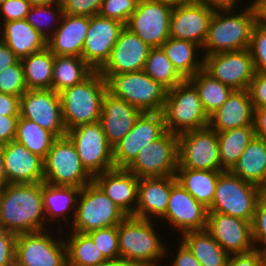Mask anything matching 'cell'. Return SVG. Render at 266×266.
I'll list each match as a JSON object with an SVG mask.
<instances>
[{
    "label": "cell",
    "mask_w": 266,
    "mask_h": 266,
    "mask_svg": "<svg viewBox=\"0 0 266 266\" xmlns=\"http://www.w3.org/2000/svg\"><path fill=\"white\" fill-rule=\"evenodd\" d=\"M42 182L8 184L0 190V227L12 233L47 230Z\"/></svg>",
    "instance_id": "1"
},
{
    "label": "cell",
    "mask_w": 266,
    "mask_h": 266,
    "mask_svg": "<svg viewBox=\"0 0 266 266\" xmlns=\"http://www.w3.org/2000/svg\"><path fill=\"white\" fill-rule=\"evenodd\" d=\"M239 12L233 8L215 9L201 56L249 48L252 29L257 22L256 11L250 3Z\"/></svg>",
    "instance_id": "2"
},
{
    "label": "cell",
    "mask_w": 266,
    "mask_h": 266,
    "mask_svg": "<svg viewBox=\"0 0 266 266\" xmlns=\"http://www.w3.org/2000/svg\"><path fill=\"white\" fill-rule=\"evenodd\" d=\"M107 81L94 71L83 82L59 92L62 117L67 129L100 121Z\"/></svg>",
    "instance_id": "3"
},
{
    "label": "cell",
    "mask_w": 266,
    "mask_h": 266,
    "mask_svg": "<svg viewBox=\"0 0 266 266\" xmlns=\"http://www.w3.org/2000/svg\"><path fill=\"white\" fill-rule=\"evenodd\" d=\"M154 228L151 220L134 216H127L120 222L118 224L120 258L144 266H159V261L167 257L169 249Z\"/></svg>",
    "instance_id": "4"
},
{
    "label": "cell",
    "mask_w": 266,
    "mask_h": 266,
    "mask_svg": "<svg viewBox=\"0 0 266 266\" xmlns=\"http://www.w3.org/2000/svg\"><path fill=\"white\" fill-rule=\"evenodd\" d=\"M108 92L141 112H162L168 89L143 70L120 74H101Z\"/></svg>",
    "instance_id": "5"
},
{
    "label": "cell",
    "mask_w": 266,
    "mask_h": 266,
    "mask_svg": "<svg viewBox=\"0 0 266 266\" xmlns=\"http://www.w3.org/2000/svg\"><path fill=\"white\" fill-rule=\"evenodd\" d=\"M162 114L166 131L177 135L209 124L199 93L188 79L168 90Z\"/></svg>",
    "instance_id": "6"
},
{
    "label": "cell",
    "mask_w": 266,
    "mask_h": 266,
    "mask_svg": "<svg viewBox=\"0 0 266 266\" xmlns=\"http://www.w3.org/2000/svg\"><path fill=\"white\" fill-rule=\"evenodd\" d=\"M127 215L92 181L83 186L77 198L71 230L87 234L91 231L116 226Z\"/></svg>",
    "instance_id": "7"
},
{
    "label": "cell",
    "mask_w": 266,
    "mask_h": 266,
    "mask_svg": "<svg viewBox=\"0 0 266 266\" xmlns=\"http://www.w3.org/2000/svg\"><path fill=\"white\" fill-rule=\"evenodd\" d=\"M265 191L242 180L230 170L222 171L208 212H218L252 222L258 199Z\"/></svg>",
    "instance_id": "8"
},
{
    "label": "cell",
    "mask_w": 266,
    "mask_h": 266,
    "mask_svg": "<svg viewBox=\"0 0 266 266\" xmlns=\"http://www.w3.org/2000/svg\"><path fill=\"white\" fill-rule=\"evenodd\" d=\"M93 177L82 166L76 148L65 135L57 137L44 159V181L47 184L82 188Z\"/></svg>",
    "instance_id": "9"
},
{
    "label": "cell",
    "mask_w": 266,
    "mask_h": 266,
    "mask_svg": "<svg viewBox=\"0 0 266 266\" xmlns=\"http://www.w3.org/2000/svg\"><path fill=\"white\" fill-rule=\"evenodd\" d=\"M66 135L73 142L82 166L92 177L114 168L113 148L107 142L100 121L76 126Z\"/></svg>",
    "instance_id": "10"
},
{
    "label": "cell",
    "mask_w": 266,
    "mask_h": 266,
    "mask_svg": "<svg viewBox=\"0 0 266 266\" xmlns=\"http://www.w3.org/2000/svg\"><path fill=\"white\" fill-rule=\"evenodd\" d=\"M50 231L16 235L15 266H67L65 241L54 239Z\"/></svg>",
    "instance_id": "11"
},
{
    "label": "cell",
    "mask_w": 266,
    "mask_h": 266,
    "mask_svg": "<svg viewBox=\"0 0 266 266\" xmlns=\"http://www.w3.org/2000/svg\"><path fill=\"white\" fill-rule=\"evenodd\" d=\"M178 168L221 170L217 132L207 126L179 134Z\"/></svg>",
    "instance_id": "12"
},
{
    "label": "cell",
    "mask_w": 266,
    "mask_h": 266,
    "mask_svg": "<svg viewBox=\"0 0 266 266\" xmlns=\"http://www.w3.org/2000/svg\"><path fill=\"white\" fill-rule=\"evenodd\" d=\"M178 168V135L166 131L156 141L148 143L126 168L139 179L174 176Z\"/></svg>",
    "instance_id": "13"
},
{
    "label": "cell",
    "mask_w": 266,
    "mask_h": 266,
    "mask_svg": "<svg viewBox=\"0 0 266 266\" xmlns=\"http://www.w3.org/2000/svg\"><path fill=\"white\" fill-rule=\"evenodd\" d=\"M172 8L159 0H139L125 27L149 47H161L169 38Z\"/></svg>",
    "instance_id": "14"
},
{
    "label": "cell",
    "mask_w": 266,
    "mask_h": 266,
    "mask_svg": "<svg viewBox=\"0 0 266 266\" xmlns=\"http://www.w3.org/2000/svg\"><path fill=\"white\" fill-rule=\"evenodd\" d=\"M165 132L162 112H142L133 128L113 147L114 168H127L144 146Z\"/></svg>",
    "instance_id": "15"
},
{
    "label": "cell",
    "mask_w": 266,
    "mask_h": 266,
    "mask_svg": "<svg viewBox=\"0 0 266 266\" xmlns=\"http://www.w3.org/2000/svg\"><path fill=\"white\" fill-rule=\"evenodd\" d=\"M19 117L32 120L56 137L65 136L59 93L52 89H28L20 96Z\"/></svg>",
    "instance_id": "16"
},
{
    "label": "cell",
    "mask_w": 266,
    "mask_h": 266,
    "mask_svg": "<svg viewBox=\"0 0 266 266\" xmlns=\"http://www.w3.org/2000/svg\"><path fill=\"white\" fill-rule=\"evenodd\" d=\"M203 69L233 90L248 89L256 73L248 49L203 56Z\"/></svg>",
    "instance_id": "17"
},
{
    "label": "cell",
    "mask_w": 266,
    "mask_h": 266,
    "mask_svg": "<svg viewBox=\"0 0 266 266\" xmlns=\"http://www.w3.org/2000/svg\"><path fill=\"white\" fill-rule=\"evenodd\" d=\"M207 214L208 208L176 181L171 186L168 206L161 219L168 221V224L174 226L182 235L189 231L206 230Z\"/></svg>",
    "instance_id": "18"
},
{
    "label": "cell",
    "mask_w": 266,
    "mask_h": 266,
    "mask_svg": "<svg viewBox=\"0 0 266 266\" xmlns=\"http://www.w3.org/2000/svg\"><path fill=\"white\" fill-rule=\"evenodd\" d=\"M215 9L200 2L173 6L169 37L191 41L202 48Z\"/></svg>",
    "instance_id": "19"
},
{
    "label": "cell",
    "mask_w": 266,
    "mask_h": 266,
    "mask_svg": "<svg viewBox=\"0 0 266 266\" xmlns=\"http://www.w3.org/2000/svg\"><path fill=\"white\" fill-rule=\"evenodd\" d=\"M124 24L99 14L90 17V25L83 46L82 58L99 71L109 60Z\"/></svg>",
    "instance_id": "20"
},
{
    "label": "cell",
    "mask_w": 266,
    "mask_h": 266,
    "mask_svg": "<svg viewBox=\"0 0 266 266\" xmlns=\"http://www.w3.org/2000/svg\"><path fill=\"white\" fill-rule=\"evenodd\" d=\"M207 232L229 254L245 253L255 248L251 222L218 212H208Z\"/></svg>",
    "instance_id": "21"
},
{
    "label": "cell",
    "mask_w": 266,
    "mask_h": 266,
    "mask_svg": "<svg viewBox=\"0 0 266 266\" xmlns=\"http://www.w3.org/2000/svg\"><path fill=\"white\" fill-rule=\"evenodd\" d=\"M151 47L124 26L114 45L109 60L100 74H120L144 69Z\"/></svg>",
    "instance_id": "22"
},
{
    "label": "cell",
    "mask_w": 266,
    "mask_h": 266,
    "mask_svg": "<svg viewBox=\"0 0 266 266\" xmlns=\"http://www.w3.org/2000/svg\"><path fill=\"white\" fill-rule=\"evenodd\" d=\"M3 156L9 184L44 181V159L16 140L3 144Z\"/></svg>",
    "instance_id": "23"
},
{
    "label": "cell",
    "mask_w": 266,
    "mask_h": 266,
    "mask_svg": "<svg viewBox=\"0 0 266 266\" xmlns=\"http://www.w3.org/2000/svg\"><path fill=\"white\" fill-rule=\"evenodd\" d=\"M93 181L127 216L134 215L139 178L133 172L126 168H113L95 175Z\"/></svg>",
    "instance_id": "24"
},
{
    "label": "cell",
    "mask_w": 266,
    "mask_h": 266,
    "mask_svg": "<svg viewBox=\"0 0 266 266\" xmlns=\"http://www.w3.org/2000/svg\"><path fill=\"white\" fill-rule=\"evenodd\" d=\"M142 112L108 91L102 102L100 123L108 144L113 148L134 126Z\"/></svg>",
    "instance_id": "25"
},
{
    "label": "cell",
    "mask_w": 266,
    "mask_h": 266,
    "mask_svg": "<svg viewBox=\"0 0 266 266\" xmlns=\"http://www.w3.org/2000/svg\"><path fill=\"white\" fill-rule=\"evenodd\" d=\"M176 177L140 178L138 185V202L134 217L152 220L159 219L165 214L171 193V186ZM153 216V217H152Z\"/></svg>",
    "instance_id": "26"
},
{
    "label": "cell",
    "mask_w": 266,
    "mask_h": 266,
    "mask_svg": "<svg viewBox=\"0 0 266 266\" xmlns=\"http://www.w3.org/2000/svg\"><path fill=\"white\" fill-rule=\"evenodd\" d=\"M90 25V17L63 14L54 34L47 40V47L55 56H79Z\"/></svg>",
    "instance_id": "27"
},
{
    "label": "cell",
    "mask_w": 266,
    "mask_h": 266,
    "mask_svg": "<svg viewBox=\"0 0 266 266\" xmlns=\"http://www.w3.org/2000/svg\"><path fill=\"white\" fill-rule=\"evenodd\" d=\"M254 107L248 89L233 90L223 105L209 116L208 126L216 132L253 126Z\"/></svg>",
    "instance_id": "28"
},
{
    "label": "cell",
    "mask_w": 266,
    "mask_h": 266,
    "mask_svg": "<svg viewBox=\"0 0 266 266\" xmlns=\"http://www.w3.org/2000/svg\"><path fill=\"white\" fill-rule=\"evenodd\" d=\"M0 40H2L19 59L39 52L47 47L46 38L34 29L25 19L1 23Z\"/></svg>",
    "instance_id": "29"
},
{
    "label": "cell",
    "mask_w": 266,
    "mask_h": 266,
    "mask_svg": "<svg viewBox=\"0 0 266 266\" xmlns=\"http://www.w3.org/2000/svg\"><path fill=\"white\" fill-rule=\"evenodd\" d=\"M230 171L266 191V140L254 136Z\"/></svg>",
    "instance_id": "30"
},
{
    "label": "cell",
    "mask_w": 266,
    "mask_h": 266,
    "mask_svg": "<svg viewBox=\"0 0 266 266\" xmlns=\"http://www.w3.org/2000/svg\"><path fill=\"white\" fill-rule=\"evenodd\" d=\"M80 190L81 188L75 186L52 185L42 182L46 223H50V221L53 220L58 221L59 219V222H61L62 218L65 220V223L69 225L70 221H67L69 220V216L66 215L73 212V214L70 215L73 221Z\"/></svg>",
    "instance_id": "31"
},
{
    "label": "cell",
    "mask_w": 266,
    "mask_h": 266,
    "mask_svg": "<svg viewBox=\"0 0 266 266\" xmlns=\"http://www.w3.org/2000/svg\"><path fill=\"white\" fill-rule=\"evenodd\" d=\"M221 170H193L189 168H177L176 180L198 202L206 208L212 204L218 176Z\"/></svg>",
    "instance_id": "32"
},
{
    "label": "cell",
    "mask_w": 266,
    "mask_h": 266,
    "mask_svg": "<svg viewBox=\"0 0 266 266\" xmlns=\"http://www.w3.org/2000/svg\"><path fill=\"white\" fill-rule=\"evenodd\" d=\"M177 72L184 78L193 77L203 69L204 59L198 56L199 45L187 40L169 37L161 46ZM198 51V52H197Z\"/></svg>",
    "instance_id": "33"
},
{
    "label": "cell",
    "mask_w": 266,
    "mask_h": 266,
    "mask_svg": "<svg viewBox=\"0 0 266 266\" xmlns=\"http://www.w3.org/2000/svg\"><path fill=\"white\" fill-rule=\"evenodd\" d=\"M181 237L201 266H226L229 254L207 230L185 232Z\"/></svg>",
    "instance_id": "34"
},
{
    "label": "cell",
    "mask_w": 266,
    "mask_h": 266,
    "mask_svg": "<svg viewBox=\"0 0 266 266\" xmlns=\"http://www.w3.org/2000/svg\"><path fill=\"white\" fill-rule=\"evenodd\" d=\"M95 70L79 56H55L51 89L56 93L83 82Z\"/></svg>",
    "instance_id": "35"
},
{
    "label": "cell",
    "mask_w": 266,
    "mask_h": 266,
    "mask_svg": "<svg viewBox=\"0 0 266 266\" xmlns=\"http://www.w3.org/2000/svg\"><path fill=\"white\" fill-rule=\"evenodd\" d=\"M20 61L27 89H51L54 54L48 47Z\"/></svg>",
    "instance_id": "36"
},
{
    "label": "cell",
    "mask_w": 266,
    "mask_h": 266,
    "mask_svg": "<svg viewBox=\"0 0 266 266\" xmlns=\"http://www.w3.org/2000/svg\"><path fill=\"white\" fill-rule=\"evenodd\" d=\"M221 171L231 170L255 136L254 126L237 127L217 132Z\"/></svg>",
    "instance_id": "37"
},
{
    "label": "cell",
    "mask_w": 266,
    "mask_h": 266,
    "mask_svg": "<svg viewBox=\"0 0 266 266\" xmlns=\"http://www.w3.org/2000/svg\"><path fill=\"white\" fill-rule=\"evenodd\" d=\"M197 89L201 104L208 117L227 100L233 89L212 77L204 69L188 79Z\"/></svg>",
    "instance_id": "38"
},
{
    "label": "cell",
    "mask_w": 266,
    "mask_h": 266,
    "mask_svg": "<svg viewBox=\"0 0 266 266\" xmlns=\"http://www.w3.org/2000/svg\"><path fill=\"white\" fill-rule=\"evenodd\" d=\"M66 239L67 266H100L107 262L87 234L71 231Z\"/></svg>",
    "instance_id": "39"
},
{
    "label": "cell",
    "mask_w": 266,
    "mask_h": 266,
    "mask_svg": "<svg viewBox=\"0 0 266 266\" xmlns=\"http://www.w3.org/2000/svg\"><path fill=\"white\" fill-rule=\"evenodd\" d=\"M56 138L52 132L42 128L36 122L19 117L15 140L31 153L45 159Z\"/></svg>",
    "instance_id": "40"
},
{
    "label": "cell",
    "mask_w": 266,
    "mask_h": 266,
    "mask_svg": "<svg viewBox=\"0 0 266 266\" xmlns=\"http://www.w3.org/2000/svg\"><path fill=\"white\" fill-rule=\"evenodd\" d=\"M143 71L168 90L185 80L174 68L162 47L149 50Z\"/></svg>",
    "instance_id": "41"
},
{
    "label": "cell",
    "mask_w": 266,
    "mask_h": 266,
    "mask_svg": "<svg viewBox=\"0 0 266 266\" xmlns=\"http://www.w3.org/2000/svg\"><path fill=\"white\" fill-rule=\"evenodd\" d=\"M62 16L61 3L35 5L30 7L25 20L48 40L58 28Z\"/></svg>",
    "instance_id": "42"
},
{
    "label": "cell",
    "mask_w": 266,
    "mask_h": 266,
    "mask_svg": "<svg viewBox=\"0 0 266 266\" xmlns=\"http://www.w3.org/2000/svg\"><path fill=\"white\" fill-rule=\"evenodd\" d=\"M107 261L120 259L118 225L87 233Z\"/></svg>",
    "instance_id": "43"
},
{
    "label": "cell",
    "mask_w": 266,
    "mask_h": 266,
    "mask_svg": "<svg viewBox=\"0 0 266 266\" xmlns=\"http://www.w3.org/2000/svg\"><path fill=\"white\" fill-rule=\"evenodd\" d=\"M27 90L23 66L20 60L0 72L1 93L21 96Z\"/></svg>",
    "instance_id": "44"
},
{
    "label": "cell",
    "mask_w": 266,
    "mask_h": 266,
    "mask_svg": "<svg viewBox=\"0 0 266 266\" xmlns=\"http://www.w3.org/2000/svg\"><path fill=\"white\" fill-rule=\"evenodd\" d=\"M256 72L266 73V25L256 22L248 48Z\"/></svg>",
    "instance_id": "45"
},
{
    "label": "cell",
    "mask_w": 266,
    "mask_h": 266,
    "mask_svg": "<svg viewBox=\"0 0 266 266\" xmlns=\"http://www.w3.org/2000/svg\"><path fill=\"white\" fill-rule=\"evenodd\" d=\"M139 0H103L99 15L126 25Z\"/></svg>",
    "instance_id": "46"
},
{
    "label": "cell",
    "mask_w": 266,
    "mask_h": 266,
    "mask_svg": "<svg viewBox=\"0 0 266 266\" xmlns=\"http://www.w3.org/2000/svg\"><path fill=\"white\" fill-rule=\"evenodd\" d=\"M251 227L255 248L266 253V192L258 199Z\"/></svg>",
    "instance_id": "47"
},
{
    "label": "cell",
    "mask_w": 266,
    "mask_h": 266,
    "mask_svg": "<svg viewBox=\"0 0 266 266\" xmlns=\"http://www.w3.org/2000/svg\"><path fill=\"white\" fill-rule=\"evenodd\" d=\"M63 14L92 17L97 15L103 0H61Z\"/></svg>",
    "instance_id": "48"
},
{
    "label": "cell",
    "mask_w": 266,
    "mask_h": 266,
    "mask_svg": "<svg viewBox=\"0 0 266 266\" xmlns=\"http://www.w3.org/2000/svg\"><path fill=\"white\" fill-rule=\"evenodd\" d=\"M30 7L31 5L26 0H5L0 5V24L2 22L24 20Z\"/></svg>",
    "instance_id": "49"
},
{
    "label": "cell",
    "mask_w": 266,
    "mask_h": 266,
    "mask_svg": "<svg viewBox=\"0 0 266 266\" xmlns=\"http://www.w3.org/2000/svg\"><path fill=\"white\" fill-rule=\"evenodd\" d=\"M226 266H266V253L254 248L249 252L229 255Z\"/></svg>",
    "instance_id": "50"
},
{
    "label": "cell",
    "mask_w": 266,
    "mask_h": 266,
    "mask_svg": "<svg viewBox=\"0 0 266 266\" xmlns=\"http://www.w3.org/2000/svg\"><path fill=\"white\" fill-rule=\"evenodd\" d=\"M16 234L0 227V266H14Z\"/></svg>",
    "instance_id": "51"
},
{
    "label": "cell",
    "mask_w": 266,
    "mask_h": 266,
    "mask_svg": "<svg viewBox=\"0 0 266 266\" xmlns=\"http://www.w3.org/2000/svg\"><path fill=\"white\" fill-rule=\"evenodd\" d=\"M248 92L254 108H266V73H255Z\"/></svg>",
    "instance_id": "52"
},
{
    "label": "cell",
    "mask_w": 266,
    "mask_h": 266,
    "mask_svg": "<svg viewBox=\"0 0 266 266\" xmlns=\"http://www.w3.org/2000/svg\"><path fill=\"white\" fill-rule=\"evenodd\" d=\"M19 116L0 115V145L15 140Z\"/></svg>",
    "instance_id": "53"
},
{
    "label": "cell",
    "mask_w": 266,
    "mask_h": 266,
    "mask_svg": "<svg viewBox=\"0 0 266 266\" xmlns=\"http://www.w3.org/2000/svg\"><path fill=\"white\" fill-rule=\"evenodd\" d=\"M20 96L0 92V115L19 116Z\"/></svg>",
    "instance_id": "54"
},
{
    "label": "cell",
    "mask_w": 266,
    "mask_h": 266,
    "mask_svg": "<svg viewBox=\"0 0 266 266\" xmlns=\"http://www.w3.org/2000/svg\"><path fill=\"white\" fill-rule=\"evenodd\" d=\"M171 266H201L189 248L180 240L179 248L175 251Z\"/></svg>",
    "instance_id": "55"
},
{
    "label": "cell",
    "mask_w": 266,
    "mask_h": 266,
    "mask_svg": "<svg viewBox=\"0 0 266 266\" xmlns=\"http://www.w3.org/2000/svg\"><path fill=\"white\" fill-rule=\"evenodd\" d=\"M253 126L255 136L266 140V108H254Z\"/></svg>",
    "instance_id": "56"
},
{
    "label": "cell",
    "mask_w": 266,
    "mask_h": 266,
    "mask_svg": "<svg viewBox=\"0 0 266 266\" xmlns=\"http://www.w3.org/2000/svg\"><path fill=\"white\" fill-rule=\"evenodd\" d=\"M20 59L0 40V72L8 66L16 64Z\"/></svg>",
    "instance_id": "57"
},
{
    "label": "cell",
    "mask_w": 266,
    "mask_h": 266,
    "mask_svg": "<svg viewBox=\"0 0 266 266\" xmlns=\"http://www.w3.org/2000/svg\"><path fill=\"white\" fill-rule=\"evenodd\" d=\"M241 0H197V2L204 3L216 9L233 8L236 9L237 2Z\"/></svg>",
    "instance_id": "58"
},
{
    "label": "cell",
    "mask_w": 266,
    "mask_h": 266,
    "mask_svg": "<svg viewBox=\"0 0 266 266\" xmlns=\"http://www.w3.org/2000/svg\"><path fill=\"white\" fill-rule=\"evenodd\" d=\"M252 4L256 11L257 22L266 25V0H254Z\"/></svg>",
    "instance_id": "59"
},
{
    "label": "cell",
    "mask_w": 266,
    "mask_h": 266,
    "mask_svg": "<svg viewBox=\"0 0 266 266\" xmlns=\"http://www.w3.org/2000/svg\"><path fill=\"white\" fill-rule=\"evenodd\" d=\"M3 145H0V190L9 184L4 167Z\"/></svg>",
    "instance_id": "60"
},
{
    "label": "cell",
    "mask_w": 266,
    "mask_h": 266,
    "mask_svg": "<svg viewBox=\"0 0 266 266\" xmlns=\"http://www.w3.org/2000/svg\"><path fill=\"white\" fill-rule=\"evenodd\" d=\"M100 266H144L143 264L134 262V261H129L125 259H117V260H111L107 261L106 263H103Z\"/></svg>",
    "instance_id": "61"
},
{
    "label": "cell",
    "mask_w": 266,
    "mask_h": 266,
    "mask_svg": "<svg viewBox=\"0 0 266 266\" xmlns=\"http://www.w3.org/2000/svg\"><path fill=\"white\" fill-rule=\"evenodd\" d=\"M163 3L169 4L171 6L186 5L190 3L197 2V0H159Z\"/></svg>",
    "instance_id": "62"
},
{
    "label": "cell",
    "mask_w": 266,
    "mask_h": 266,
    "mask_svg": "<svg viewBox=\"0 0 266 266\" xmlns=\"http://www.w3.org/2000/svg\"><path fill=\"white\" fill-rule=\"evenodd\" d=\"M31 6L60 3L61 0H26Z\"/></svg>",
    "instance_id": "63"
}]
</instances>
